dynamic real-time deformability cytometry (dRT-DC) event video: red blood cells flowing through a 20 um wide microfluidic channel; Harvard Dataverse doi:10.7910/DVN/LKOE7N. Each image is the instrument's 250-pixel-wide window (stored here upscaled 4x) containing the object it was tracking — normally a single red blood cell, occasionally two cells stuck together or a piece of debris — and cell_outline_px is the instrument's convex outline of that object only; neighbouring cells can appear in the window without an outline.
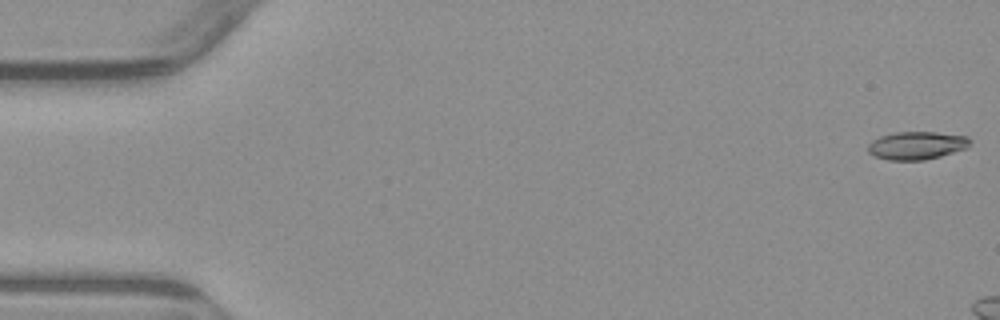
{"species": "common noctule bat (a hibernating species)", "species_latin": "Nyctalus noctula", "temperature_condition": "warm", "stored_images_in_passage": 4, "camera_frame_rate_fps": 3000, "um_per_image_px": 0.085, "animal": {"sex": "male", "body_mass_g": 23.1, "forearm_length_mm": 52.7}, "frame": {"image": 1, "passage_image": 1, "time_ms": 0.0, "image_size_px": [1000, 320], "cell_outline_px": [[972, 140], [968, 148], [940, 156], [924, 160], [888, 160], [876, 156], [868, 152], [868, 144], [872, 140], [880, 136], [896, 132], [936, 132], [968, 136]], "centroid_in_image_um": [77.95, 12.36], "position_along_channel_um": 7.1, "area_um2": 16.7}}